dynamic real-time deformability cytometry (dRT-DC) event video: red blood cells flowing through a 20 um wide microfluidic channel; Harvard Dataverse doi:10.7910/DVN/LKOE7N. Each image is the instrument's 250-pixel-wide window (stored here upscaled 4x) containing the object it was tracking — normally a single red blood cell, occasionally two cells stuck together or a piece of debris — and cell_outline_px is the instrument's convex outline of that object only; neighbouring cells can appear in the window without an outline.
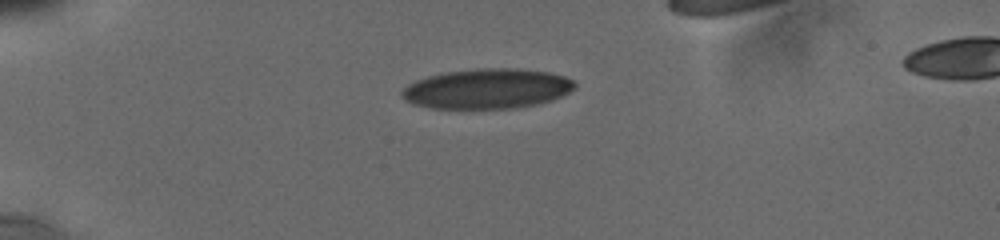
{"species": "human", "species_latin": "Homo sapiens", "temperature_condition": "cold", "stored_images_in_passage": 35, "camera_frame_rate_fps": 3000, "um_per_image_px": 0.085, "donor": {"sex": "male"}, "frame": {"image": 1, "passage_image": 1, "time_ms": 0.0, "image_size_px": [1000, 240], "cell_outline_px": [[576, 88], [552, 100], [536, 104], [516, 108], [432, 108], [412, 104], [400, 92], [408, 84], [416, 80], [428, 76], [448, 72], [476, 68], [516, 68], [548, 72], [564, 76], [572, 80], [576, 84]], "centroid_in_image_um": [41.42, 7.53], "position_along_channel_um": 43.6, "area_um2": 40.06}}
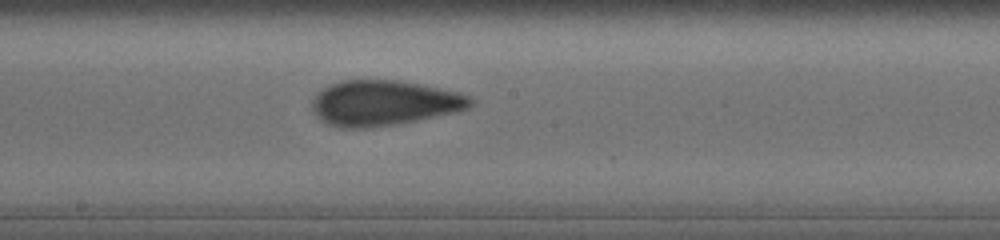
{"frame": {"image": 2, "passage_image": 15, "time_ms": 5.667, "image_size_px": [1000, 240], "cell_outline_px": [[476, 104], [468, 108], [456, 112], [400, 124], [372, 128], [340, 128], [328, 124], [320, 120], [316, 116], [312, 108], [312, 100], [324, 88], [332, 84], [344, 80], [396, 80], [456, 92], [468, 96], [476, 100]], "centroid_in_image_um": [32.64, 8.78], "position_along_channel_um": 215.6, "area_um2": 41.73}}
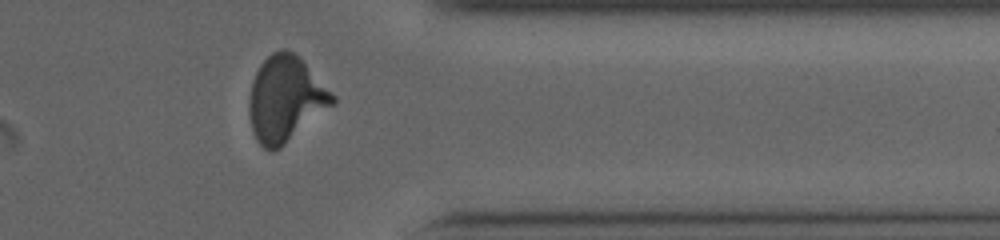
{"frame": {"image": 3, "passage_image": 26, "time_ms": 10.333, "image_size_px": [1000, 240], "cell_outline_px": [[336, 100], [332, 104], [280, 148], [272, 152], [268, 152], [256, 140], [252, 128], [248, 112], [248, 104], [252, 80], [260, 64], [272, 52], [280, 48], [284, 48], [300, 56], [336, 96]], "centroid_in_image_um": [24.24, 8.39], "position_along_channel_um": 387.2, "area_um2": 41.44}}